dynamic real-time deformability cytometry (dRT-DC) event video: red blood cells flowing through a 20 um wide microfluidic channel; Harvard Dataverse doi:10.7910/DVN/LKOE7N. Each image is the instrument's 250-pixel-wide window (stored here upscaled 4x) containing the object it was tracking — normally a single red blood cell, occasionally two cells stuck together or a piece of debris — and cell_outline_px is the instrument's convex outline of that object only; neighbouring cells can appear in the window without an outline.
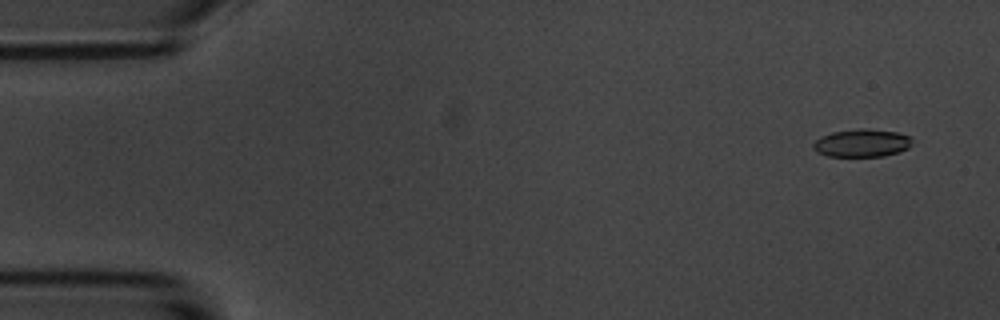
{"species": "common noctule bat (a hibernating species)", "species_latin": "Nyctalus noctula", "temperature_condition": "room temperature", "stored_images_in_passage": 57, "camera_frame_rate_fps": 3000, "um_per_image_px": 0.085, "animal": {"sex": "male", "body_mass_g": 20.1, "forearm_length_mm": 53.5}, "frame": {"image": 1, "passage_image": 4, "time_ms": 1.0, "image_size_px": [1000, 320], "cell_outline_px": [[912, 144], [908, 148], [900, 152], [884, 156], [828, 156], [816, 152], [812, 148], [812, 144], [820, 136], [832, 132], [860, 128], [864, 128], [896, 132], [912, 136]], "centroid_in_image_um": [73.26, 12.15], "position_along_channel_um": 11.7, "area_um2": 16.24}}
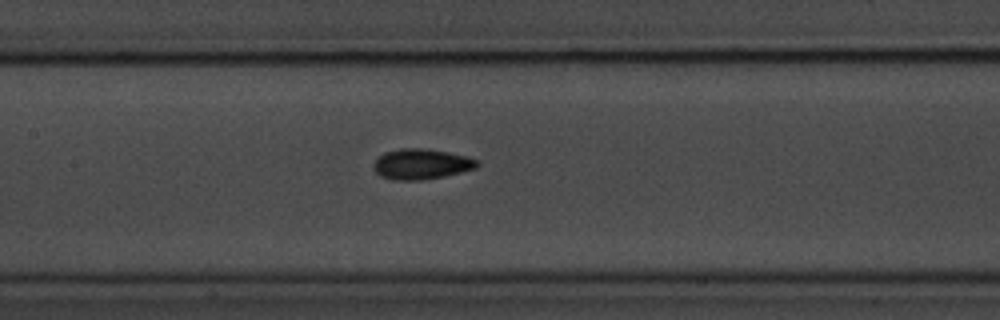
{"frame": {"image": 2, "passage_image": 27, "time_ms": 8.667, "image_size_px": [1000, 320], "cell_outline_px": [[480, 164], [476, 168], [444, 176], [420, 180], [396, 180], [380, 176], [376, 172], [376, 160], [384, 152], [404, 148], [420, 148], [448, 152], [480, 160]], "centroid_in_image_um": [35.86, 13.95], "position_along_channel_um": 171.5, "area_um2": 18.03}}
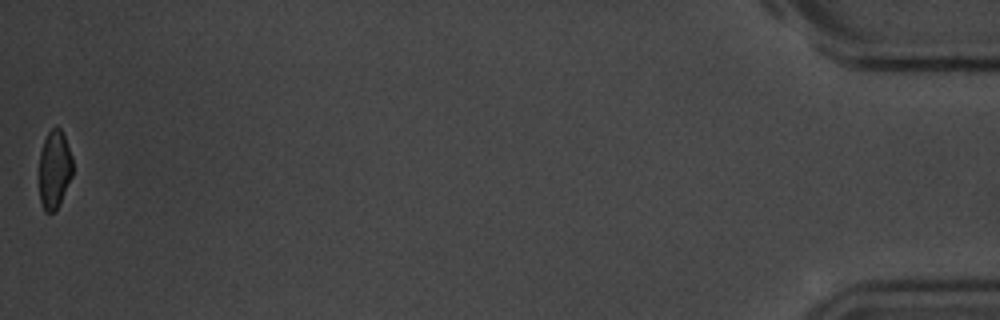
{"frame": {"image": 3, "passage_image": 57, "time_ms": 18.667, "image_size_px": [1000, 320], "cell_outline_px": [[72, 176], [60, 204], [52, 212], [44, 212], [40, 200], [40, 152], [44, 140], [48, 132], [56, 124], [60, 128], [64, 136], [72, 156]], "centroid_in_image_um": [4.63, 14.39], "position_along_channel_um": 430.6, "area_um2": 15.26}, "authors_computed_cell_mechanics": {"area_um2": 16.9932, "velocity_mm_per_s": 3.5724, "shape_relaxation_time_tau1_ms": 3.0291, "shape_relaxation_time_tau2_ms": 2.4024, "deformation_change_tau1": 0.1164, "deformation_change_tau2": 0.0794}}